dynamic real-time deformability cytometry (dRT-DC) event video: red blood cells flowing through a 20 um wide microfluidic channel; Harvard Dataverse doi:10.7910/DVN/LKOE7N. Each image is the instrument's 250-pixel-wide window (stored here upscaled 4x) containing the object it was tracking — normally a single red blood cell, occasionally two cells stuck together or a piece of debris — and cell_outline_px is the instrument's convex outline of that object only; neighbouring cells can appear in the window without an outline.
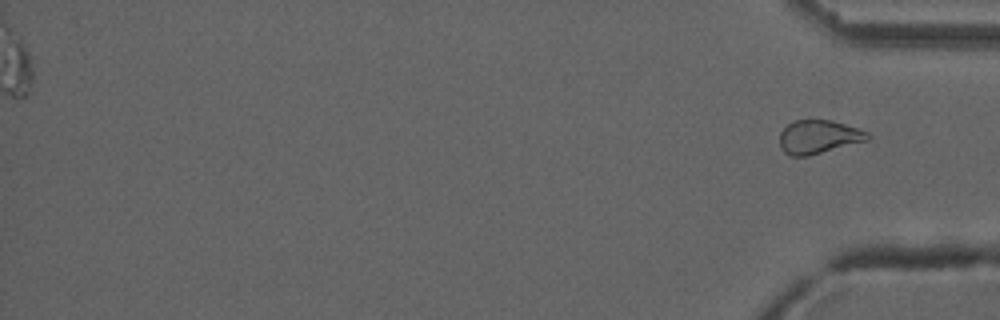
{"species": "common noctule bat (a hibernating species)", "species_latin": "Nyctalus noctula", "temperature_condition": "cold", "stored_images_in_passage": 40, "segment_of_instrument_passage": [2, 2], "camera_frame_rate_fps": 3000, "um_per_image_px": 0.085, "animal": {"sex": "male", "forearm_length_mm": 52.5}, "frame": {"image": 1, "passage_image": 40, "time_ms": 13.0, "image_size_px": [1000, 320], "cell_outline_px": [[872, 136], [868, 140], [808, 156], [792, 156], [784, 152], [780, 148], [780, 132], [788, 124], [796, 120], [832, 120], [868, 132]], "centroid_in_image_um": [69.57, 11.64], "position_along_channel_um": 365.6, "area_um2": 17.11}}